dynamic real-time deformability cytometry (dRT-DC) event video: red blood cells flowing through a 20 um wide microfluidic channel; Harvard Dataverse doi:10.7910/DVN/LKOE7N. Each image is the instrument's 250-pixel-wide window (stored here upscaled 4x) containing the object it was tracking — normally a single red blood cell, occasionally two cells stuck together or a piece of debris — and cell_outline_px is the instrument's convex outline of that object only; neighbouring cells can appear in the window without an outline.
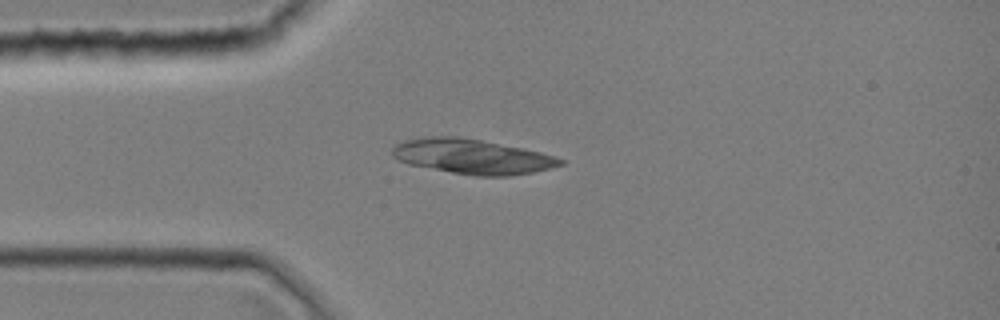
{"species": "common noctule bat (a hibernating species)", "species_latin": "Nyctalus noctula", "temperature_condition": "room temperature", "stored_images_in_passage": 13, "camera_frame_rate_fps": 3000, "um_per_image_px": 0.085, "animal": {"sex": "female", "body_mass_g": 19.0, "forearm_length_mm": 51.5}, "frame": {"image": 1, "passage_image": 10, "time_ms": 3.0, "image_size_px": [1000, 320], "cell_outline_px": [[564, 164], [532, 172], [508, 176], [476, 176], [452, 172], [408, 164], [396, 160], [392, 156], [392, 148], [396, 144], [404, 140], [424, 136], [460, 136], [524, 148], [556, 156], [564, 160]], "centroid_in_image_um": [40.1, 13.29], "position_along_channel_um": 44.9, "area_um2": 34.22}}
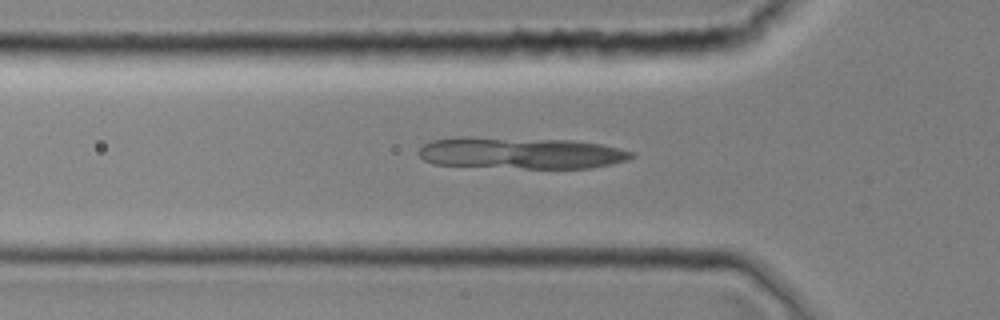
{"frame": {"image": 2, "passage_image": 13, "time_ms": 4.0, "image_size_px": [1000, 320], "cell_outline_px": [[636, 156], [628, 160], [612, 164], [588, 168], [524, 168], [432, 164], [424, 160], [416, 152], [424, 144], [432, 140], [456, 136], [472, 136], [572, 140], [600, 144], [620, 148], [636, 152]], "centroid_in_image_um": [44.27, 12.99], "position_along_channel_um": 81.5, "area_um2": 39.77}}